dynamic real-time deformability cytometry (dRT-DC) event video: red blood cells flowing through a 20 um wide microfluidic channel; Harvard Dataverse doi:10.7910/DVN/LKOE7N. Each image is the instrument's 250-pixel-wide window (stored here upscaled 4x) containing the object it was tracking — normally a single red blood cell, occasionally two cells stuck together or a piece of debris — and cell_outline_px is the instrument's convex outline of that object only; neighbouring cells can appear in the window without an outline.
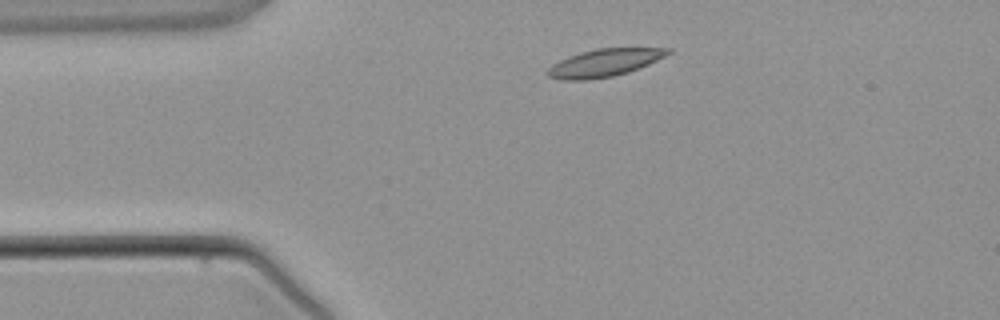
{"species": "common noctule bat (a hibernating species)", "species_latin": "Nyctalus noctula", "temperature_condition": "warm", "stored_images_in_passage": 3, "camera_frame_rate_fps": 3000, "um_per_image_px": 0.085, "animal": {"sex": "male", "body_mass_g": 21.5, "forearm_length_mm": 52.0}, "frame": {"image": 1, "passage_image": 1, "time_ms": 0.0, "image_size_px": [1000, 320], "cell_outline_px": [[672, 52], [648, 64], [628, 72], [612, 76], [588, 80], [564, 80], [548, 76], [548, 68], [552, 64], [568, 56], [580, 52], [596, 48], [672, 48]], "centroid_in_image_um": [51.36, 5.33], "position_along_channel_um": 33.6, "area_um2": 19.19}}
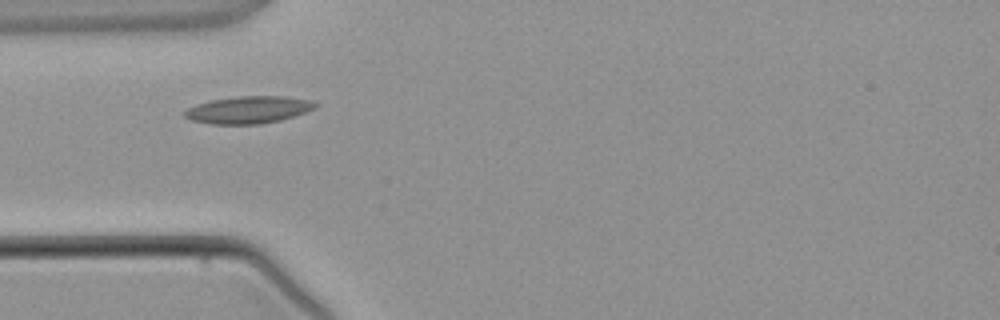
{"frame": {"image": 2, "passage_image": 2, "time_ms": 1.333, "image_size_px": [1000, 320], "cell_outline_px": [[316, 108], [280, 120], [260, 124], [212, 124], [192, 120], [184, 116], [184, 112], [188, 108], [196, 104], [212, 100], [236, 96], [284, 96], [308, 100], [316, 104]], "centroid_in_image_um": [21.08, 9.33], "position_along_channel_um": 63.9, "area_um2": 20.46}}
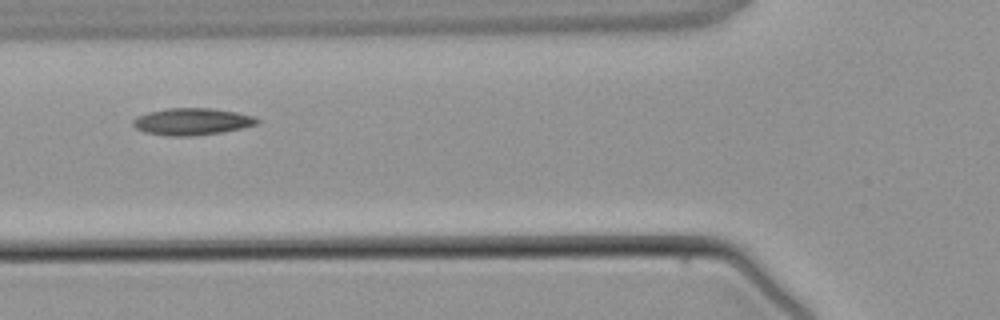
{"frame": {"image": 3, "passage_image": 3, "time_ms": 2.333, "image_size_px": [1000, 320], "cell_outline_px": [[260, 120], [256, 124], [240, 128], [220, 132], [192, 136], [168, 136], [144, 132], [136, 128], [132, 124], [132, 120], [136, 116], [148, 112], [168, 108], [212, 108], [236, 112], [252, 116]], "centroid_in_image_um": [16.26, 10.33], "position_along_channel_um": 109.5, "area_um2": 19.36}}